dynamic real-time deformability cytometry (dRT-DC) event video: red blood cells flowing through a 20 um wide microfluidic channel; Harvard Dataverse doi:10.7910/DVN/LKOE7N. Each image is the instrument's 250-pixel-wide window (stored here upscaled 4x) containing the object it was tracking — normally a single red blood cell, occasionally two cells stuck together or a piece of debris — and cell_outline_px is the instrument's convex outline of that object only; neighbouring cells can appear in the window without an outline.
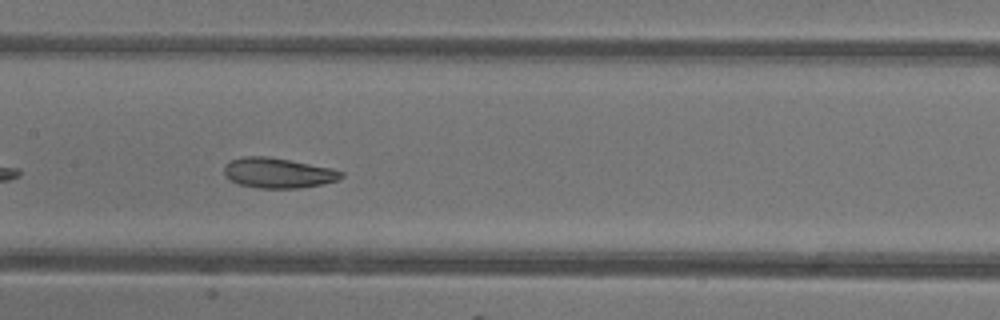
{"species": "common noctule bat (a hibernating species)", "species_latin": "Nyctalus noctula", "temperature_condition": "warm", "stored_images_in_passage": 34, "camera_frame_rate_fps": 3000, "um_per_image_px": 0.085, "animal": {"sex": "female"}, "frame": {"image": 1, "passage_image": 10, "time_ms": 3.0, "image_size_px": [1000, 320], "cell_outline_px": [[344, 176], [336, 180], [320, 184], [300, 188], [260, 188], [240, 184], [232, 180], [224, 172], [224, 164], [232, 160], [244, 156], [268, 156], [328, 168], [344, 172]], "centroid_in_image_um": [23.61, 14.69], "position_along_channel_um": 183.8, "area_um2": 20.11}, "authors_computed_cell_mechanics": {"area_um2": 21.386, "velocity_mm_per_s": 4.2677, "shape_relaxation_time_tau1_ms": 3.259, "shape_relaxation_time_tau2_ms": 3.0319, "deformation_change_tau1": 0.0971, "deformation_change_tau2": 0.0872}}